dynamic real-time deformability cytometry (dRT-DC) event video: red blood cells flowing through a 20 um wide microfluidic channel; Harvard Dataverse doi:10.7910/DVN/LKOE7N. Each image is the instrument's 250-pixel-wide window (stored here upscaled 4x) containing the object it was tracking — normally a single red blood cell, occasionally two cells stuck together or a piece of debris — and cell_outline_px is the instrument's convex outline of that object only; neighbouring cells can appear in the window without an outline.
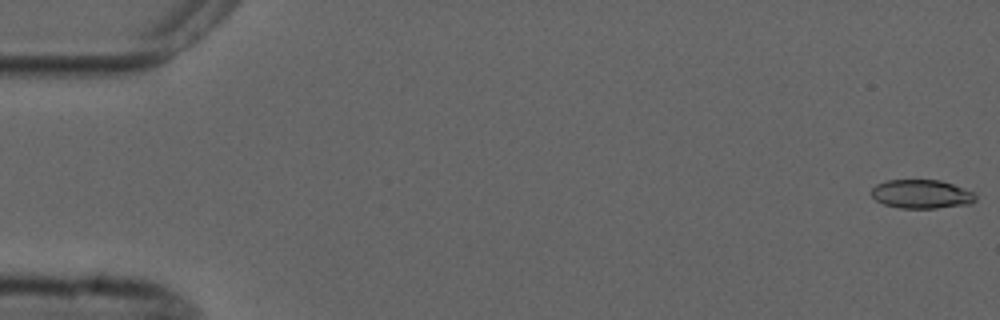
{"species": "common noctule bat (a hibernating species)", "species_latin": "Nyctalus noctula", "temperature_condition": "cold", "stored_images_in_passage": 5, "camera_frame_rate_fps": 3000, "um_per_image_px": 0.085, "animal": {"sex": "male", "forearm_length_mm": 52.5}, "frame": {"image": 1, "passage_image": 1, "time_ms": 0.0, "image_size_px": [1000, 320], "cell_outline_px": [[976, 200], [972, 204], [936, 208], [900, 208], [884, 204], [876, 200], [872, 196], [872, 188], [876, 184], [888, 180], [940, 180], [952, 184], [972, 192], [976, 196]], "centroid_in_image_um": [78.33, 16.5], "position_along_channel_um": 6.7, "area_um2": 17.4}}
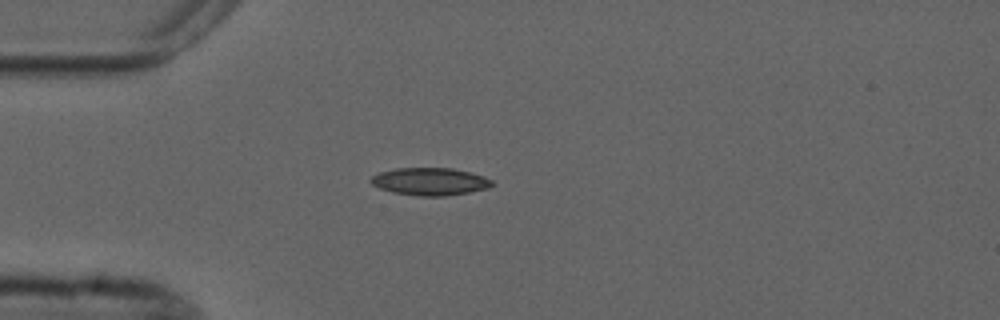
{"frame": {"image": 2, "passage_image": 5, "time_ms": 4.667, "image_size_px": [1000, 320], "cell_outline_px": [[496, 184], [488, 188], [468, 192], [444, 196], [420, 196], [392, 192], [380, 188], [372, 184], [368, 180], [372, 176], [380, 172], [396, 168], [452, 168], [472, 172], [484, 176], [492, 180]], "centroid_in_image_um": [36.57, 15.42], "position_along_channel_um": 48.4, "area_um2": 19.54}}